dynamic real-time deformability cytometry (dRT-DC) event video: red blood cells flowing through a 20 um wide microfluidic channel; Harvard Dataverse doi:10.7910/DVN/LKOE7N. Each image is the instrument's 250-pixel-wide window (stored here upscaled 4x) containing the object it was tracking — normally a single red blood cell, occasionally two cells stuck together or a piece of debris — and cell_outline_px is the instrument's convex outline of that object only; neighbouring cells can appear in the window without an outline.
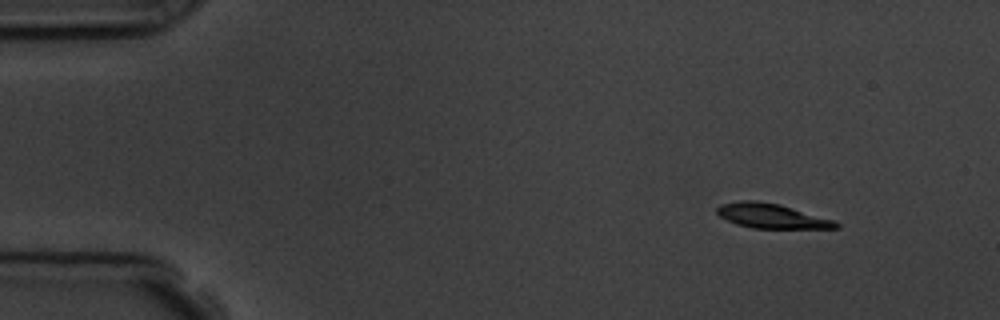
{"species": "common noctule bat (a hibernating species)", "species_latin": "Nyctalus noctula", "temperature_condition": "room temperature", "stored_images_in_passage": 4, "camera_frame_rate_fps": 3000, "um_per_image_px": 0.085, "animal": {"sex": "male", "body_mass_g": 19.5, "forearm_length_mm": 54.6}, "frame": {"image": 1, "passage_image": 1, "time_ms": 0.0, "image_size_px": [1000, 320], "cell_outline_px": [[840, 228], [752, 228], [736, 224], [720, 216], [716, 212], [716, 208], [720, 204], [740, 200], [756, 200], [780, 204], [836, 220], [840, 224]], "centroid_in_image_um": [65.6, 18.35], "position_along_channel_um": 19.4, "area_um2": 17.22}}